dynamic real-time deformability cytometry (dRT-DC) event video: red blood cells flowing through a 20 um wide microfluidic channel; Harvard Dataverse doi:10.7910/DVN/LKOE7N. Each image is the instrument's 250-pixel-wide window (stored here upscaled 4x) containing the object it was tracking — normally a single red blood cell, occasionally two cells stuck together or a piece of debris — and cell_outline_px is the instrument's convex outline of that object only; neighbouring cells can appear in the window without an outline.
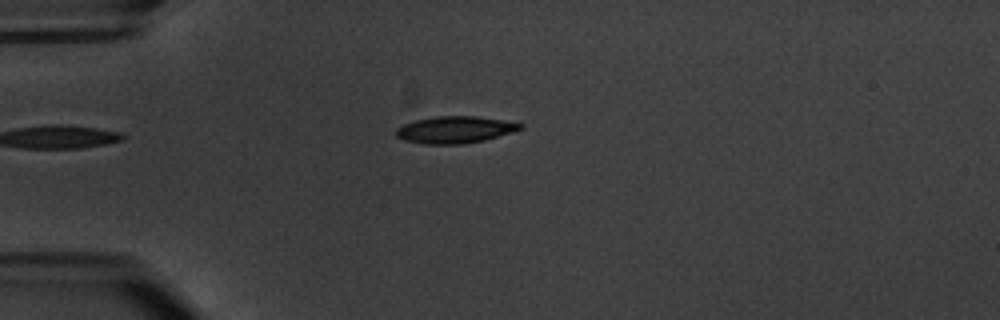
{"species": "common noctule bat (a hibernating species)", "species_latin": "Nyctalus noctula", "temperature_condition": "warm", "stored_images_in_passage": 3, "camera_frame_rate_fps": 3000, "um_per_image_px": 0.085, "animal": {"sex": "male", "body_mass_g": 20.1, "forearm_length_mm": 53.5}, "frame": {"image": 1, "passage_image": 3, "time_ms": 2.0, "image_size_px": [1000, 320], "cell_outline_px": [[524, 128], [512, 132], [484, 140], [464, 144], [424, 144], [404, 140], [396, 136], [396, 128], [404, 124], [416, 120], [436, 116], [476, 116], [524, 124]], "centroid_in_image_um": [38.66, 11.03], "position_along_channel_um": 46.3, "area_um2": 19.36}}